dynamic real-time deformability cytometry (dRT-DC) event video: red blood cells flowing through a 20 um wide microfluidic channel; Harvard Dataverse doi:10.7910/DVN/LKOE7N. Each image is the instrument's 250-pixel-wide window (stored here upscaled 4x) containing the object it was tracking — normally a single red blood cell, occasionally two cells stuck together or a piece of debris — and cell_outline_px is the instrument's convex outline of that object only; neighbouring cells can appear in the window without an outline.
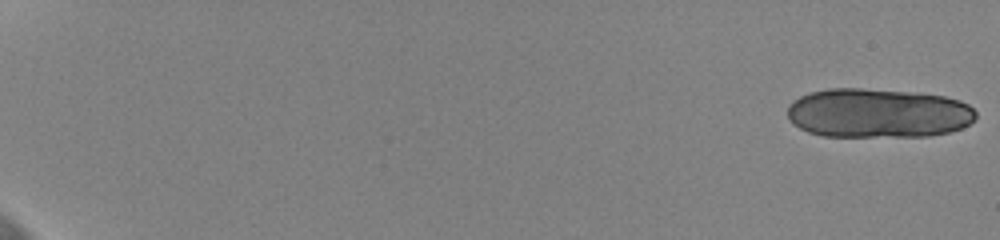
{"species": "human", "species_latin": "Homo sapiens", "temperature_condition": "cold", "stored_images_in_passage": 10, "camera_frame_rate_fps": 3000, "um_per_image_px": 0.085, "donor": {"sex": "female"}, "frame": {"image": 1, "passage_image": 1, "time_ms": 0.0, "image_size_px": [1000, 240], "cell_outline_px": [[976, 120], [960, 128], [948, 132], [928, 136], [824, 136], [808, 132], [792, 124], [788, 116], [788, 104], [792, 100], [808, 92], [828, 88], [860, 88], [916, 92], [944, 96], [960, 100], [968, 104], [976, 112]], "centroid_in_image_um": [74.61, 9.6], "position_along_channel_um": 10.4, "area_um2": 54.62}}